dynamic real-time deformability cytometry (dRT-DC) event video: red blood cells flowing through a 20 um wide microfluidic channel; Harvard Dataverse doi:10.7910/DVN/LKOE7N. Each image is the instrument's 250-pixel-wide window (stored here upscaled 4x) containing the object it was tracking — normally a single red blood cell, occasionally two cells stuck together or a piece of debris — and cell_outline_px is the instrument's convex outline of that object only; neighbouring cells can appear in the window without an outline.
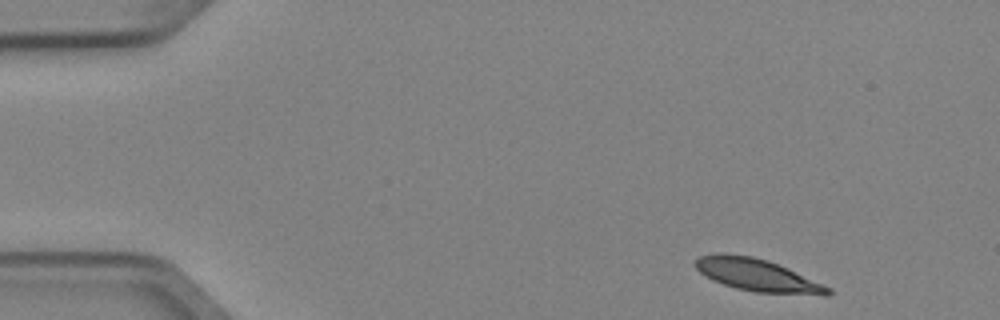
{"species": "Egyptian fruit bat (a non-hibernating species)", "species_latin": "Rousettus aegyptiacus", "temperature_condition": "cold", "stored_images_in_passage": 5, "camera_frame_rate_fps": 3000, "um_per_image_px": 0.085, "animal": {"sex": "female"}, "frame": {"image": 1, "passage_image": 1, "time_ms": 0.0, "image_size_px": [1000, 320], "cell_outline_px": [[832, 292], [828, 296], [824, 296], [756, 292], [736, 288], [712, 280], [700, 272], [692, 264], [700, 256], [716, 252], [720, 252], [752, 256], [768, 260], [788, 268], [832, 288]], "centroid_in_image_um": [64.39, 23.38], "position_along_channel_um": 20.6, "area_um2": 25.32}}
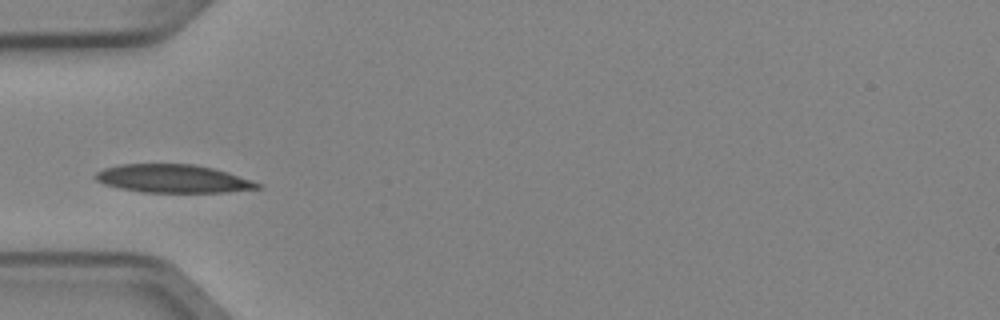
{"frame": {"image": 2, "passage_image": 4, "time_ms": 1.0, "image_size_px": [1000, 320], "cell_outline_px": [[264, 188], [228, 192], [140, 192], [120, 188], [104, 184], [96, 180], [92, 176], [96, 172], [104, 168], [120, 164], [196, 164], [228, 172], [264, 184]], "centroid_in_image_um": [14.74, 15.19], "position_along_channel_um": 70.3, "area_um2": 26.88}}
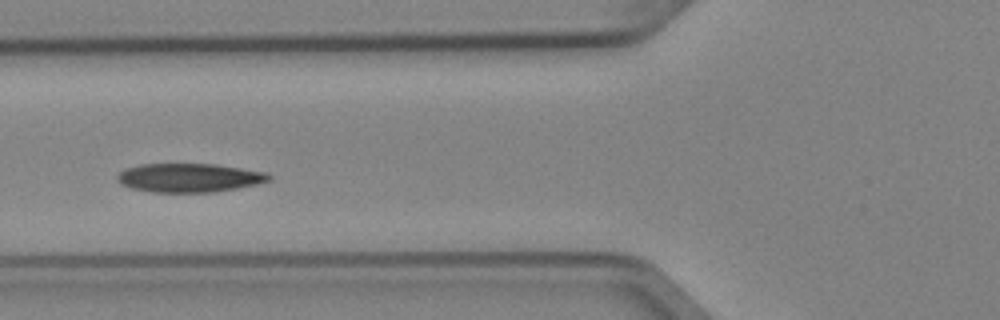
{"frame": {"image": 3, "passage_image": 5, "time_ms": 1.333, "image_size_px": [1000, 320], "cell_outline_px": [[272, 180], [256, 184], [216, 192], [152, 192], [132, 188], [120, 184], [116, 180], [116, 176], [120, 172], [128, 168], [140, 164], [216, 164], [268, 172], [272, 176]], "centroid_in_image_um": [16.11, 15.11], "position_along_channel_um": 109.7, "area_um2": 25.55}}